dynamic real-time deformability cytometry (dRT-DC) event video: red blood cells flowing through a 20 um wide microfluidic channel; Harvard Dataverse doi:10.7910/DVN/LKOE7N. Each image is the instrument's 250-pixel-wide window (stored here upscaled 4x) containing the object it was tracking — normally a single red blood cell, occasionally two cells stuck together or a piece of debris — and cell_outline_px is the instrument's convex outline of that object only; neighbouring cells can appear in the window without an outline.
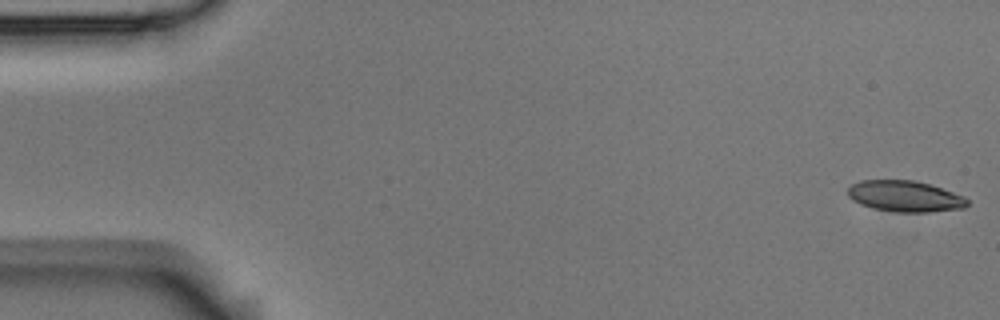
{"species": "Egyptian fruit bat (a non-hibernating species)", "species_latin": "Rousettus aegyptiacus", "temperature_condition": "room temperature", "stored_images_in_passage": 6, "camera_frame_rate_fps": 3000, "um_per_image_px": 0.085, "animal": {"sex": "male"}, "frame": {"image": 1, "passage_image": 1, "time_ms": 0.0, "image_size_px": [1000, 320], "cell_outline_px": [[968, 204], [964, 208], [928, 212], [892, 212], [860, 204], [852, 200], [848, 196], [848, 188], [852, 184], [860, 180], [912, 180], [928, 184], [964, 196], [968, 200]], "centroid_in_image_um": [76.9, 16.68], "position_along_channel_um": 8.1, "area_um2": 21.5}}
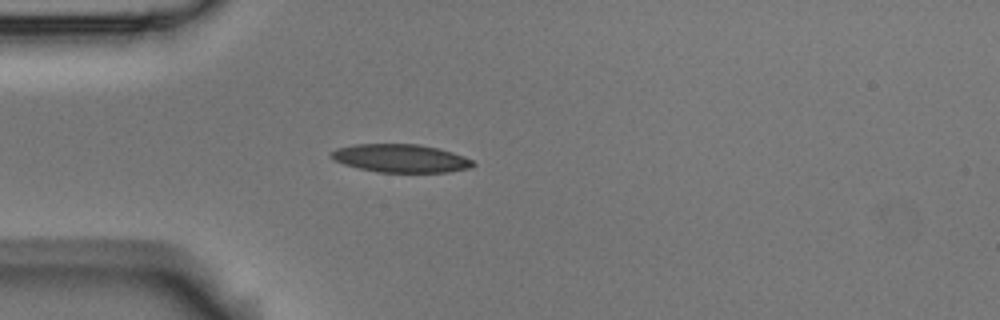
{"frame": {"image": 2, "passage_image": 5, "time_ms": 1.333, "image_size_px": [1000, 320], "cell_outline_px": [[476, 164], [472, 168], [448, 172], [376, 172], [344, 164], [328, 156], [336, 148], [356, 144], [420, 144], [452, 152], [464, 156], [472, 160]], "centroid_in_image_um": [34.08, 13.46], "position_along_channel_um": 50.9, "area_um2": 23.24}}